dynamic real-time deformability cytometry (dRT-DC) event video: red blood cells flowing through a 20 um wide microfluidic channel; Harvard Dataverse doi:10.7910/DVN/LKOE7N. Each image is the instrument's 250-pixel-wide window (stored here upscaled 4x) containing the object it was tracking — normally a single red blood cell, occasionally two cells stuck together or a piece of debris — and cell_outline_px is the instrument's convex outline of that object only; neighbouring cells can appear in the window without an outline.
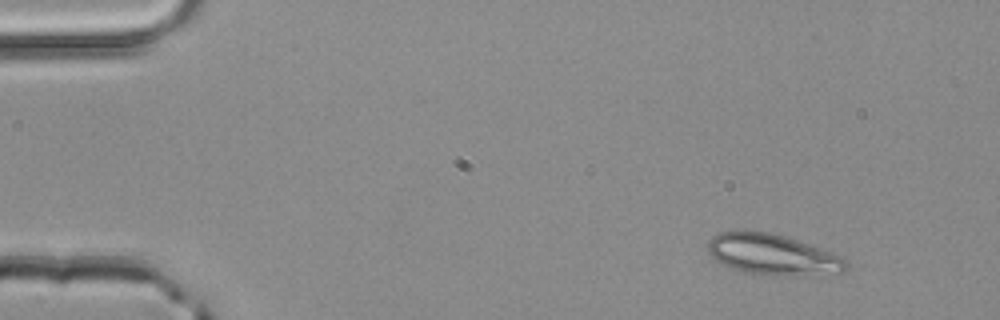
{"species": "common noctule bat (a hibernating species)", "species_latin": "Nyctalus noctula", "temperature_condition": "room temperature", "stored_images_in_passage": 2, "camera_frame_rate_fps": 3000, "um_per_image_px": 0.085, "animal": {"sex": "male", "body_mass_g": 20.4}, "frame": {"image": 1, "passage_image": 1, "time_ms": 0.0, "image_size_px": [1000, 320], "cell_outline_px": [[848, 268], [840, 272], [808, 276], [792, 276], [744, 272], [720, 264], [712, 260], [708, 252], [708, 240], [712, 236], [720, 232], [744, 228], [768, 232], [784, 236], [832, 252], [848, 260]], "centroid_in_image_um": [65.61, 21.62], "position_along_channel_um": 19.4, "area_um2": 33.47}}